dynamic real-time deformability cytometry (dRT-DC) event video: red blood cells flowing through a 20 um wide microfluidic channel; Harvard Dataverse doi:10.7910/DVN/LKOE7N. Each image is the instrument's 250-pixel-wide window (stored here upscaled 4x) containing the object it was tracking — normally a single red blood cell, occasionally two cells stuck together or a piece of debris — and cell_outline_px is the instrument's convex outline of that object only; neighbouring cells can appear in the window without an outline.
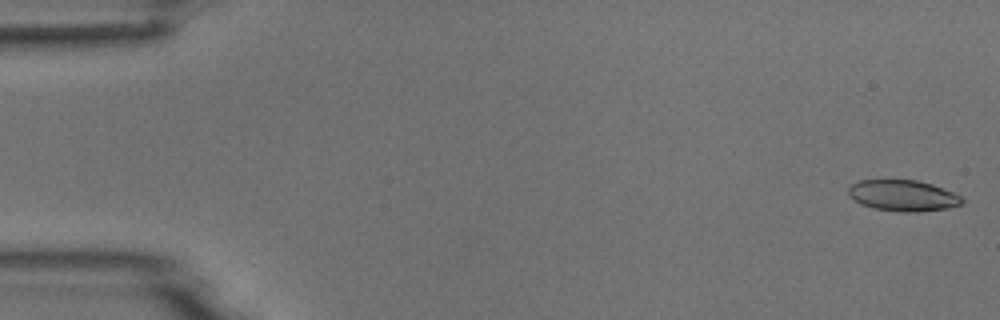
{"species": "common noctule bat (a hibernating species)", "species_latin": "Nyctalus noctula", "temperature_condition": "room temperature", "stored_images_in_passage": 5, "camera_frame_rate_fps": 3000, "um_per_image_px": 0.085, "animal": {"sex": "male", "body_mass_g": 18.8}, "frame": {"image": 1, "passage_image": 1, "time_ms": 0.0, "image_size_px": [1000, 320], "cell_outline_px": [[964, 200], [960, 204], [948, 208], [920, 212], [904, 212], [872, 208], [860, 204], [848, 196], [848, 188], [852, 184], [860, 180], [916, 180], [932, 184], [964, 196]], "centroid_in_image_um": [76.76, 16.63], "position_along_channel_um": 8.2, "area_um2": 20.75}}
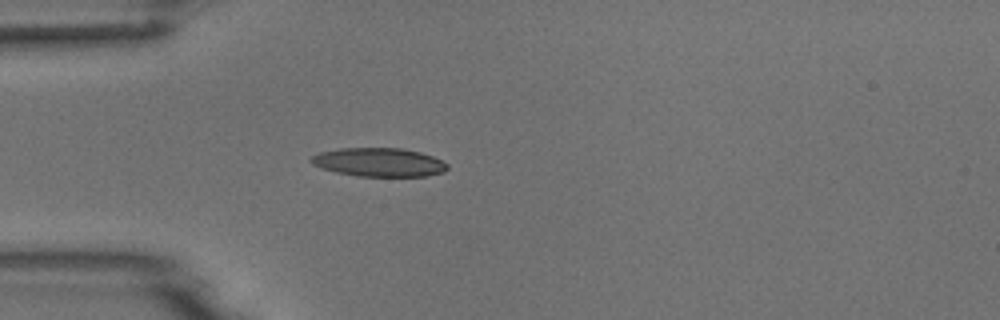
{"frame": {"image": 2, "passage_image": 5, "time_ms": 4.667, "image_size_px": [1000, 320], "cell_outline_px": [[448, 168], [444, 172], [428, 176], [356, 176], [336, 172], [320, 168], [312, 164], [308, 160], [312, 156], [320, 152], [340, 148], [400, 148], [420, 152], [432, 156], [448, 164]], "centroid_in_image_um": [32.19, 13.79], "position_along_channel_um": 52.8, "area_um2": 22.83}}